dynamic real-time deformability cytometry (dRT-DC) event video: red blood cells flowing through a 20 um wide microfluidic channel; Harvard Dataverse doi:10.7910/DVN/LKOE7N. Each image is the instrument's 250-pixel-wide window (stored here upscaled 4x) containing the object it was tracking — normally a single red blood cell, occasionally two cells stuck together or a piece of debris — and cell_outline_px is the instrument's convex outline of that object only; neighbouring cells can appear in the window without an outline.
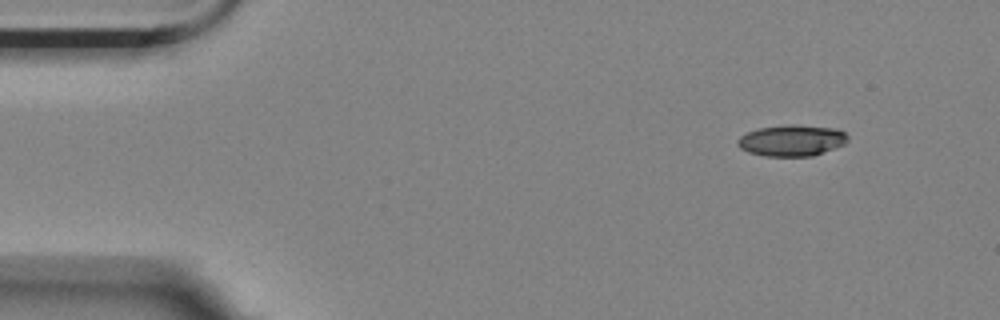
{"species": "Egyptian fruit bat (a non-hibernating species)", "species_latin": "Rousettus aegyptiacus", "temperature_condition": "room temperature", "stored_images_in_passage": 4, "camera_frame_rate_fps": 3000, "um_per_image_px": 0.085, "animal": {"sex": "female"}, "frame": {"image": 1, "passage_image": 1, "time_ms": 0.0, "image_size_px": [1000, 320], "cell_outline_px": [[848, 140], [844, 144], [836, 148], [812, 156], [764, 156], [748, 152], [740, 148], [736, 144], [736, 140], [740, 136], [748, 132], [760, 128], [792, 124], [796, 124], [836, 128], [844, 132], [848, 136]], "centroid_in_image_um": [67.3, 11.94], "position_along_channel_um": 17.7, "area_um2": 20.17}}
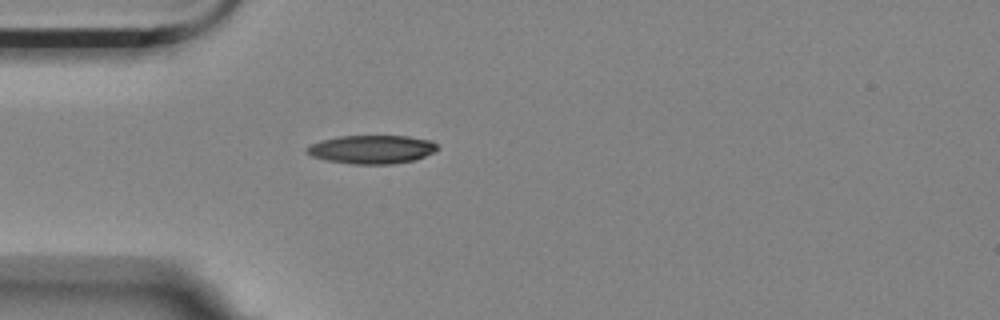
{"frame": {"image": 2, "passage_image": 4, "time_ms": 1.0, "image_size_px": [1000, 320], "cell_outline_px": [[440, 148], [436, 152], [416, 160], [392, 164], [352, 164], [328, 160], [312, 156], [304, 152], [304, 148], [320, 140], [340, 136], [408, 136], [432, 140]], "centroid_in_image_um": [31.64, 12.7], "position_along_channel_um": 53.4, "area_um2": 21.96}}